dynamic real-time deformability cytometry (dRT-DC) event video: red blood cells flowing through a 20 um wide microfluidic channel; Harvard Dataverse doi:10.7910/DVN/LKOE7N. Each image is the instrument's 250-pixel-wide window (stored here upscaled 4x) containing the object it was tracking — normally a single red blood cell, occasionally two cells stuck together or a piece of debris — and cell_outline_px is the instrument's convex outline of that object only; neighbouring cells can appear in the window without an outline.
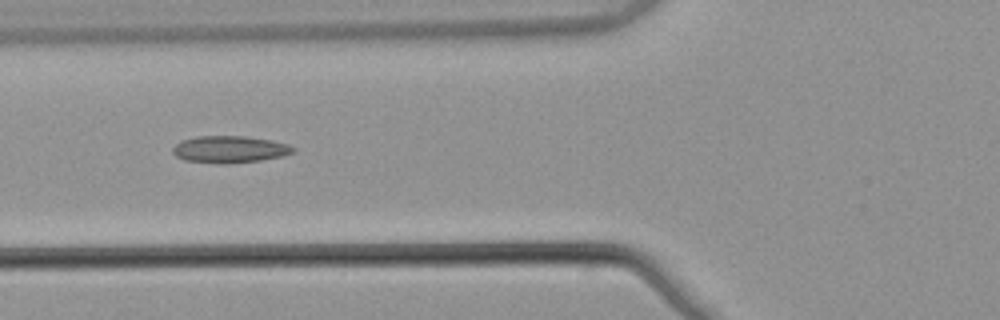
{"species": "common noctule bat (a hibernating species)", "species_latin": "Nyctalus noctula", "temperature_condition": "warm", "stored_images_in_passage": 7, "camera_frame_rate_fps": 3000, "um_per_image_px": 0.085, "animal": {"sex": "male", "body_mass_g": 21.5, "forearm_length_mm": 52.0}, "frame": {"image": 1, "passage_image": 6, "time_ms": 1.667, "image_size_px": [1000, 320], "cell_outline_px": [[296, 148], [292, 152], [280, 156], [260, 160], [228, 164], [220, 164], [184, 160], [176, 156], [172, 152], [172, 148], [180, 140], [196, 136], [244, 136], [272, 140], [288, 144]], "centroid_in_image_um": [19.48, 12.69], "position_along_channel_um": 106.3, "area_um2": 18.96}}
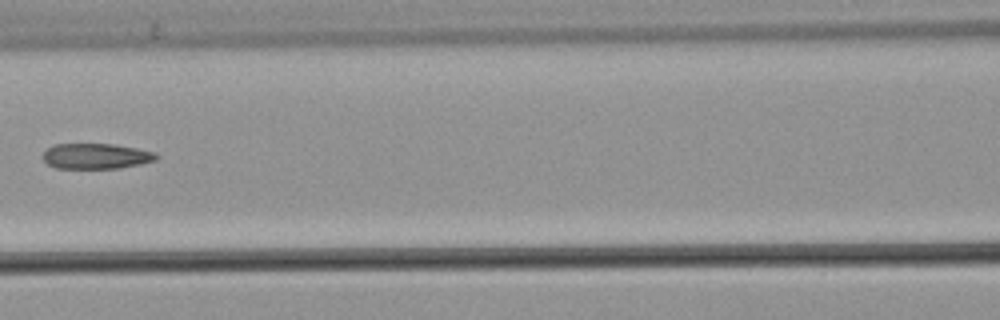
{"frame": {"image": 2, "passage_image": 7, "time_ms": 2.0, "image_size_px": [1000, 320], "cell_outline_px": [[160, 156], [156, 160], [140, 164], [120, 168], [56, 168], [48, 164], [40, 156], [48, 148], [56, 144], [116, 144], [136, 148], [152, 152]], "centroid_in_image_um": [8.15, 13.27], "position_along_channel_um": 158.4, "area_um2": 16.82}}